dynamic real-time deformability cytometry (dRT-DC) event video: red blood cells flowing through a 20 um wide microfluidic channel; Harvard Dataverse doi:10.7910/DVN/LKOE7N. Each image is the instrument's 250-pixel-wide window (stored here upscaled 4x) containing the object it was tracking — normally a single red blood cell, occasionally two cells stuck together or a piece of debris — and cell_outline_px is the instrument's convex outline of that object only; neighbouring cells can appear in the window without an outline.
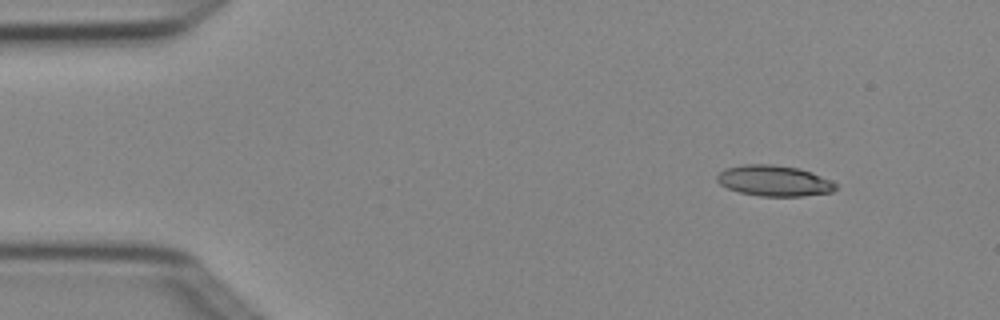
{"species": "Egyptian fruit bat (a non-hibernating species)", "species_latin": "Rousettus aegyptiacus", "temperature_condition": "cold", "stored_images_in_passage": 4, "camera_frame_rate_fps": 3000, "um_per_image_px": 0.085, "animal": {"sex": "female"}, "frame": {"image": 1, "passage_image": 1, "time_ms": 0.0, "image_size_px": [1000, 320], "cell_outline_px": [[836, 188], [832, 192], [804, 196], [760, 196], [740, 192], [728, 188], [720, 184], [716, 180], [716, 176], [724, 168], [744, 164], [772, 164], [800, 168], [812, 172], [832, 180], [836, 184]], "centroid_in_image_um": [65.81, 15.35], "position_along_channel_um": 19.2, "area_um2": 21.44}}